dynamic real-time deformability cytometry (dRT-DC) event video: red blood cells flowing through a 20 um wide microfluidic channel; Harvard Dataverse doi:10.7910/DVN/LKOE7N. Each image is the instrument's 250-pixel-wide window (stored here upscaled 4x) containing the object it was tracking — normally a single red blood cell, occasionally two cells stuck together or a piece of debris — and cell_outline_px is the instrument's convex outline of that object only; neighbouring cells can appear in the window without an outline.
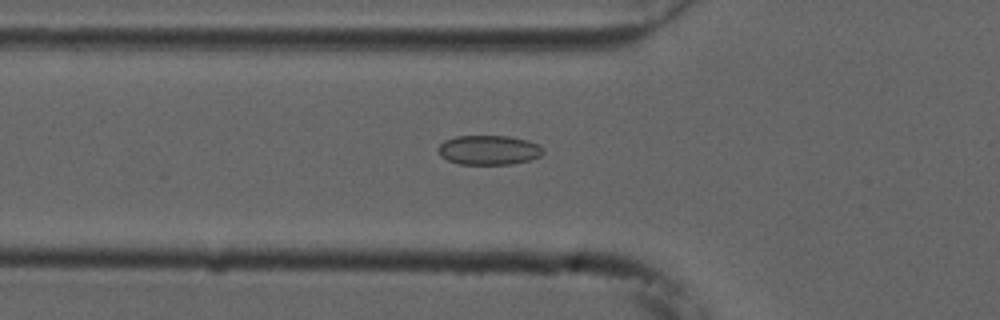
{"species": "common noctule bat (a hibernating species)", "species_latin": "Nyctalus noctula", "temperature_condition": "cold", "stored_images_in_passage": 42, "camera_frame_rate_fps": 3000, "um_per_image_px": 0.085, "animal": {"sex": "male", "forearm_length_mm": 52.5}, "frame": {"image": 1, "passage_image": 6, "time_ms": 1.667, "image_size_px": [1000, 320], "cell_outline_px": [[544, 152], [540, 156], [528, 160], [512, 164], [460, 164], [448, 160], [440, 156], [436, 148], [444, 140], [456, 136], [508, 136], [528, 140], [544, 148]], "centroid_in_image_um": [41.52, 12.75], "position_along_channel_um": 84.3, "area_um2": 18.09}}
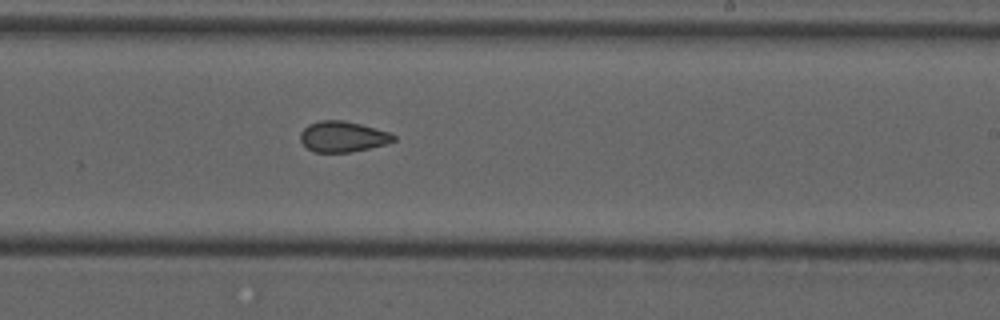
{"frame": {"image": 2, "passage_image": 20, "time_ms": 6.333, "image_size_px": [1000, 320], "cell_outline_px": [[396, 140], [388, 144], [348, 152], [312, 152], [300, 140], [300, 132], [308, 124], [320, 120], [344, 120], [360, 124], [388, 132], [396, 136]], "centroid_in_image_um": [29.12, 11.61], "position_along_channel_um": 259.9, "area_um2": 16.65}}
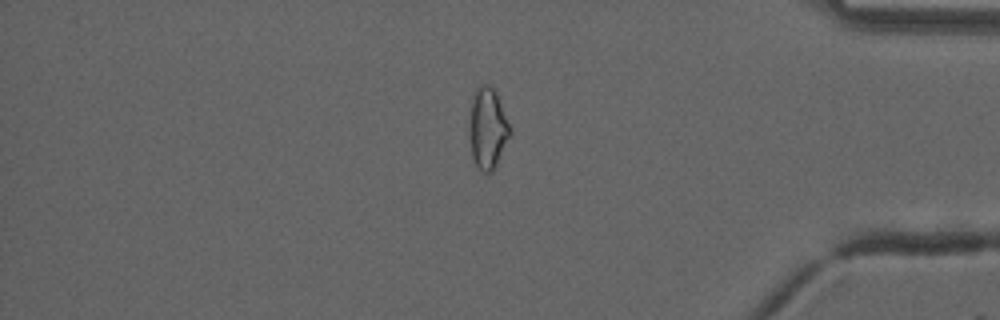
{"frame": {"image": 3, "passage_image": 33, "time_ms": 10.667, "image_size_px": [1000, 320], "cell_outline_px": [[512, 132], [492, 172], [484, 172], [476, 164], [472, 156], [468, 128], [472, 100], [476, 88], [480, 84], [488, 84], [496, 92]], "centroid_in_image_um": [41.44, 10.89], "position_along_channel_um": 393.8, "area_um2": 18.96}, "authors_computed_cell_mechanics": {"area_um2": 18.0625, "velocity_mm_per_s": 3.7461, "shape_relaxation_time_tau1_ms": null, "shape_relaxation_time_tau2_ms": 2.6013, "deformation_change_tau1": null, "deformation_change_tau2": 0.0778}}